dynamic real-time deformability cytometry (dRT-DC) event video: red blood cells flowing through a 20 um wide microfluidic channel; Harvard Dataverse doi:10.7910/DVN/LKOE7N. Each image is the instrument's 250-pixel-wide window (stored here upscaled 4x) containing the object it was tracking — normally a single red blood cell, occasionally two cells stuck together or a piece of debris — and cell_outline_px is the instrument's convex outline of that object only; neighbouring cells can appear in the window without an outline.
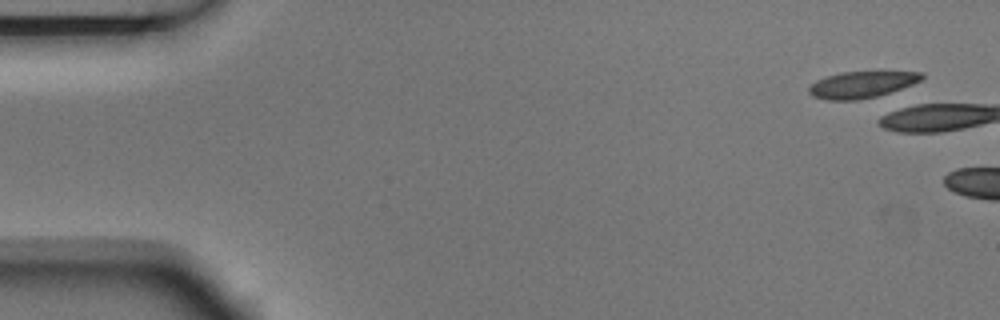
{"species": "Egyptian fruit bat (a non-hibernating species)", "species_latin": "Rousettus aegyptiacus", "temperature_condition": "room temperature", "stored_images_in_passage": 3, "camera_frame_rate_fps": 3000, "um_per_image_px": 0.085, "animal": {"sex": "male"}, "frame": {"image": 1, "passage_image": 1, "time_ms": 0.0, "image_size_px": [1000, 320], "cell_outline_px": [[924, 76], [920, 80], [912, 84], [876, 96], [860, 100], [824, 100], [812, 96], [808, 92], [808, 88], [816, 80], [828, 76], [844, 72], [924, 72]], "centroid_in_image_um": [73.19, 7.2], "position_along_channel_um": 11.8, "area_um2": 17.17}}